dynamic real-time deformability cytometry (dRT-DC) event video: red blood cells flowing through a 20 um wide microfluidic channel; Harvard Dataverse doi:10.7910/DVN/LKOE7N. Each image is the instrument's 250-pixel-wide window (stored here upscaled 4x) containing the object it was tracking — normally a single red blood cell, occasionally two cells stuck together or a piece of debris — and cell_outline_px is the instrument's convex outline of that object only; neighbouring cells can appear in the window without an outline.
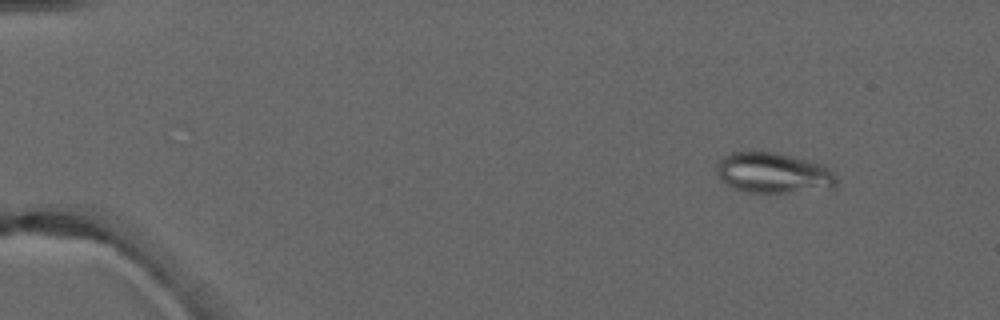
{"species": "common noctule bat (a hibernating species)", "species_latin": "Nyctalus noctula", "temperature_condition": "warm", "stored_images_in_passage": 5, "camera_frame_rate_fps": 3000, "um_per_image_px": 0.085, "animal": {"sex": "male", "forearm_length_mm": 52.5}, "frame": {"image": 1, "passage_image": 1, "time_ms": 0.0, "image_size_px": [1000, 320], "cell_outline_px": [[840, 180], [836, 188], [792, 192], [748, 192], [736, 188], [728, 184], [716, 172], [716, 164], [724, 156], [732, 152], [756, 148], [776, 152], [824, 164]], "centroid_in_image_um": [65.77, 14.65], "position_along_channel_um": 19.2, "area_um2": 28.9}}